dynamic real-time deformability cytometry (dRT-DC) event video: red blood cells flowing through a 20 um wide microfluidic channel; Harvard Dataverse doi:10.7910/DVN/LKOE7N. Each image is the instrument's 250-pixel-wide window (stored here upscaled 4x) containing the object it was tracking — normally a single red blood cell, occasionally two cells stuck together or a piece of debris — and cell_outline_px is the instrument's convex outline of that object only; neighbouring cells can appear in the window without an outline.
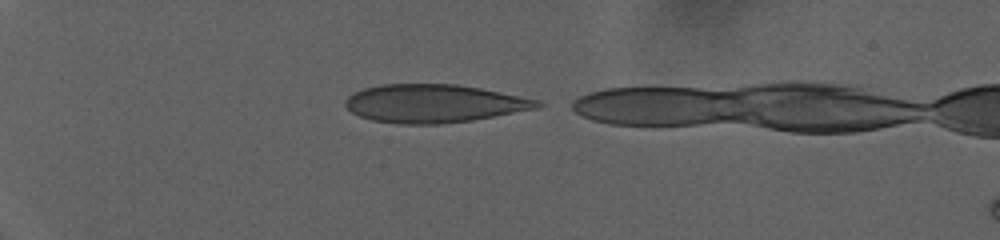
{"species": "human", "species_latin": "Homo sapiens", "temperature_condition": "warm", "stored_images_in_passage": 52, "camera_frame_rate_fps": 3000, "um_per_image_px": 0.085, "donor": {"sex": "female"}, "frame": {"image": 1, "passage_image": 2, "time_ms": 0.333, "image_size_px": [1000, 240], "cell_outline_px": [[544, 104], [536, 108], [472, 120], [440, 124], [400, 124], [372, 120], [360, 116], [352, 112], [344, 104], [348, 96], [364, 88], [384, 84], [456, 84], [480, 88], [536, 100]], "centroid_in_image_um": [36.83, 8.8], "position_along_channel_um": 48.2, "area_um2": 42.14}}
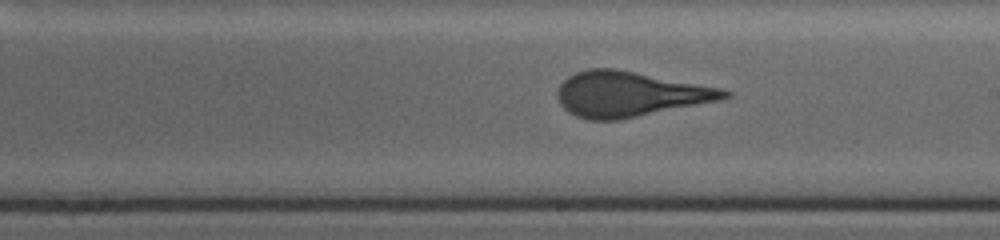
{"frame": {"image": 2, "passage_image": 28, "time_ms": 9.0, "image_size_px": [1000, 240], "cell_outline_px": [[732, 96], [716, 100], [620, 120], [588, 120], [576, 116], [568, 112], [560, 104], [556, 92], [560, 84], [568, 76], [576, 72], [588, 68], [616, 68], [720, 88], [732, 92]], "centroid_in_image_um": [53.45, 7.99], "position_along_channel_um": 235.5, "area_um2": 43.58}}
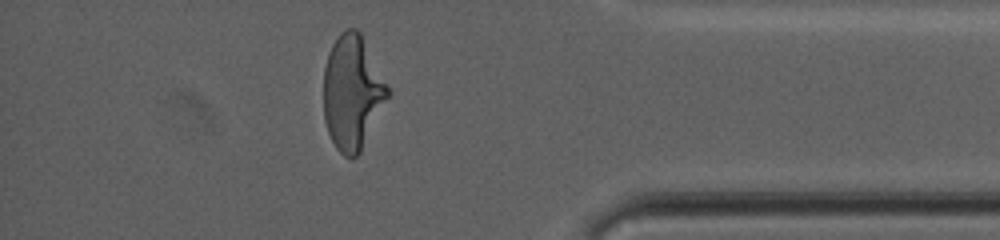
{"frame": {"image": 3, "passage_image": 48, "time_ms": 15.667, "image_size_px": [1000, 240], "cell_outline_px": [[388, 96], [360, 152], [356, 156], [344, 156], [336, 148], [328, 132], [324, 120], [324, 68], [328, 52], [332, 44], [340, 32], [348, 28], [356, 28], [360, 32], [388, 88]], "centroid_in_image_um": [29.9, 7.84], "position_along_channel_um": 405.3, "area_um2": 41.91}}